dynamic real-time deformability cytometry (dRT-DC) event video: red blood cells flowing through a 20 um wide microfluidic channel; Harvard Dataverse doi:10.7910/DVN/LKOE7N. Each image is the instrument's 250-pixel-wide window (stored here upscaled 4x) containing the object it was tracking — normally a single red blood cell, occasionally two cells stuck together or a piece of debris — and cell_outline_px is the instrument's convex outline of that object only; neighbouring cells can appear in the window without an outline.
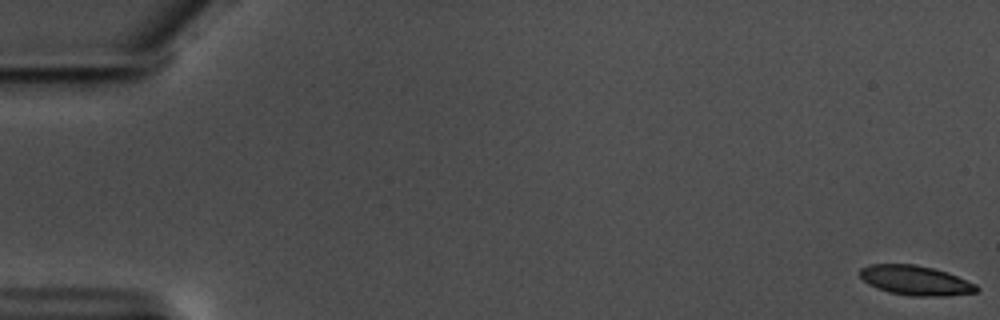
{"species": "common noctule bat (a hibernating species)", "species_latin": "Nyctalus noctula", "temperature_condition": "warm", "stored_images_in_passage": 26, "camera_frame_rate_fps": 3000, "um_per_image_px": 0.085, "animal": {"sex": "male", "body_mass_g": 17.5, "forearm_length_mm": 52.3}, "frame": {"image": 1, "passage_image": 1, "time_ms": 0.0, "image_size_px": [1000, 320], "cell_outline_px": [[980, 288], [976, 292], [944, 296], [912, 296], [888, 292], [876, 288], [868, 284], [860, 276], [860, 268], [868, 264], [916, 264], [936, 268], [948, 272], [976, 284]], "centroid_in_image_um": [77.82, 23.82], "position_along_channel_um": 7.2, "area_um2": 20.35}}
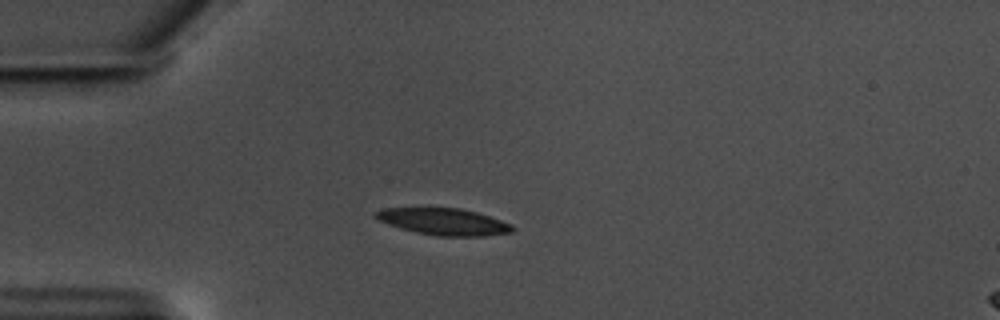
{"frame": {"image": 2, "passage_image": 17, "time_ms": 5.333, "image_size_px": [1000, 320], "cell_outline_px": [[516, 228], [512, 232], [484, 236], [436, 236], [416, 232], [400, 228], [388, 224], [380, 220], [372, 212], [384, 208], [460, 208], [476, 212], [512, 224]], "centroid_in_image_um": [37.73, 18.84], "position_along_channel_um": 47.3, "area_um2": 21.21}}
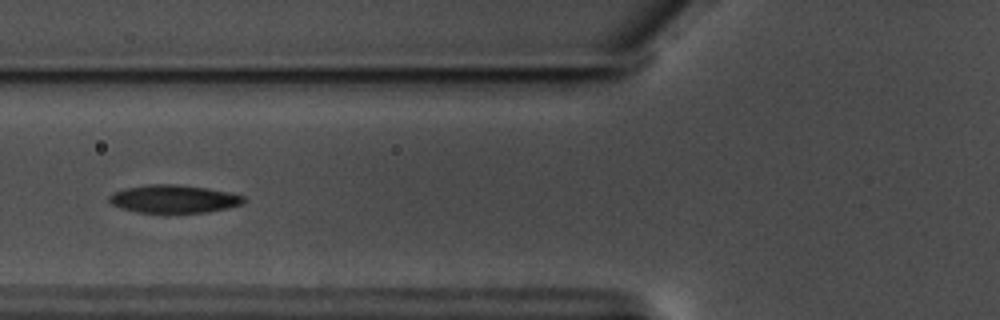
{"frame": {"image": 3, "passage_image": 24, "time_ms": 7.667, "image_size_px": [1000, 320], "cell_outline_px": [[248, 200], [244, 204], [228, 208], [208, 212], [136, 212], [120, 208], [112, 204], [108, 200], [108, 196], [112, 192], [128, 188], [148, 184], [172, 184], [208, 188], [228, 192], [244, 196]], "centroid_in_image_um": [14.79, 16.91], "position_along_channel_um": 111.0, "area_um2": 21.96}}